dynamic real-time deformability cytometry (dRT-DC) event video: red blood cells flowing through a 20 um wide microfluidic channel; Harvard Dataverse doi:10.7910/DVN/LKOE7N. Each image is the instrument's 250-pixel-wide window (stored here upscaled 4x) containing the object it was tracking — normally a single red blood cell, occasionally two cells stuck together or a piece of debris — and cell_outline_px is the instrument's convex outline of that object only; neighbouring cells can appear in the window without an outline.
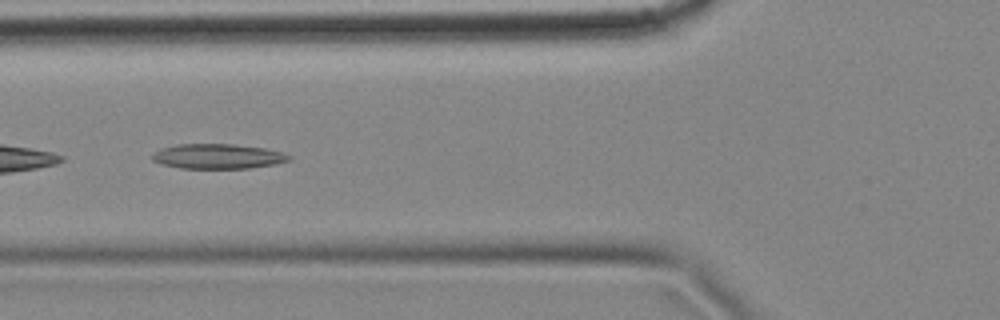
{"species": "common noctule bat (a hibernating species)", "species_latin": "Nyctalus noctula", "temperature_condition": "cold", "stored_images_in_passage": 13, "camera_frame_rate_fps": 3000, "um_per_image_px": 0.085, "animal": {"sex": "female", "body_mass_g": 18.4}, "frame": {"image": 1, "passage_image": 4, "time_ms": 1.0, "image_size_px": [1000, 320], "cell_outline_px": [[292, 156], [288, 160], [276, 164], [248, 168], [180, 168], [164, 164], [152, 160], [152, 156], [156, 152], [164, 148], [176, 144], [232, 144], [264, 148], [280, 152]], "centroid_in_image_um": [18.53, 13.29], "position_along_channel_um": 107.3, "area_um2": 19.48}}
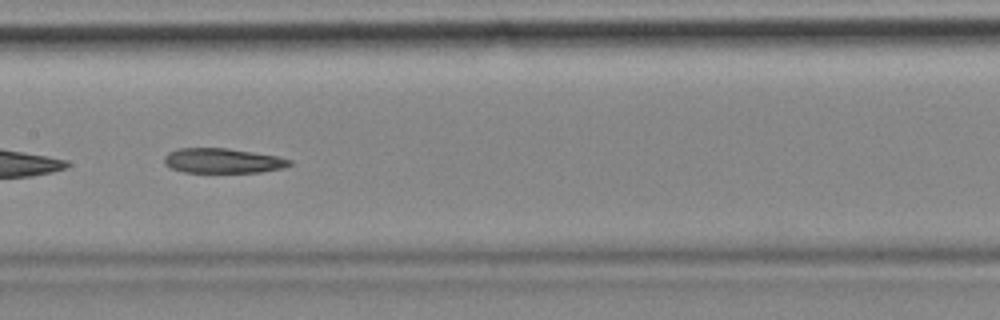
{"frame": {"image": 2, "passage_image": 6, "time_ms": 1.667, "image_size_px": [1000, 320], "cell_outline_px": [[292, 164], [284, 168], [260, 172], [184, 172], [172, 168], [164, 164], [164, 156], [168, 152], [180, 148], [228, 148], [276, 156], [292, 160]], "centroid_in_image_um": [18.92, 13.66], "position_along_channel_um": 188.5, "area_um2": 18.09}}
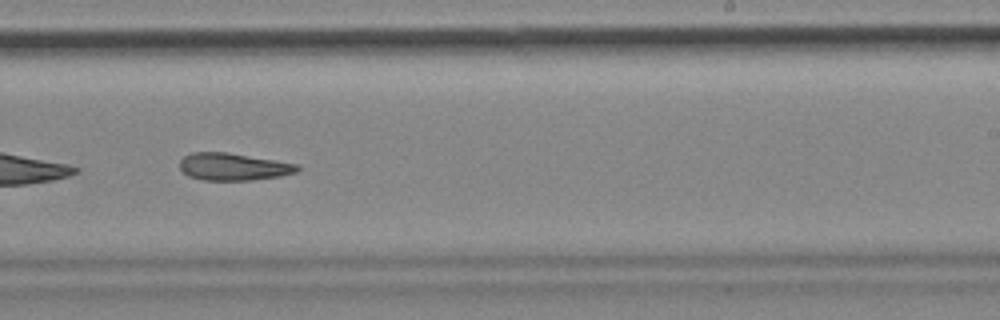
{"frame": {"image": 3, "passage_image": 8, "time_ms": 2.333, "image_size_px": [1000, 320], "cell_outline_px": [[300, 168], [296, 172], [280, 176], [252, 180], [204, 180], [188, 176], [180, 168], [180, 160], [184, 156], [192, 152], [228, 152], [300, 164]], "centroid_in_image_um": [19.85, 14.16], "position_along_channel_um": 269.2, "area_um2": 18.79}}